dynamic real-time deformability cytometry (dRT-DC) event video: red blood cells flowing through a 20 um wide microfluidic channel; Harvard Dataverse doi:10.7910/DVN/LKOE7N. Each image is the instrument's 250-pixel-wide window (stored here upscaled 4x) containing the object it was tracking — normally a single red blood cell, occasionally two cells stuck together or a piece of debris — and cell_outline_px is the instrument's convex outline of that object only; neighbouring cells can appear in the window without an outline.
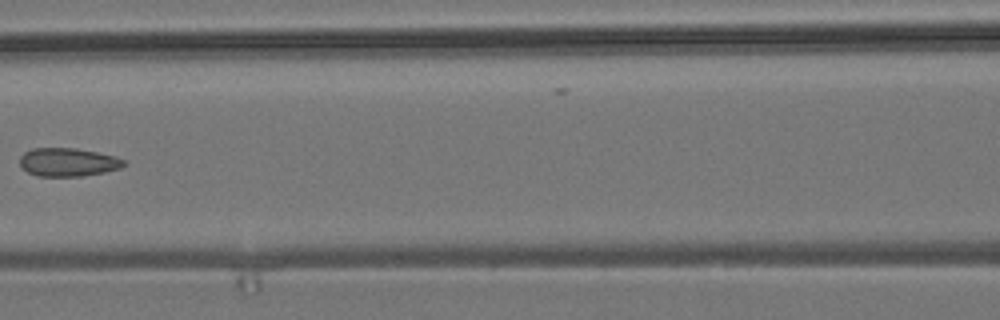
{"species": "common noctule bat (a hibernating species)", "species_latin": "Nyctalus noctula", "temperature_condition": "room temperature", "stored_images_in_passage": 6, "camera_frame_rate_fps": 3000, "um_per_image_px": 0.085, "animal": {"sex": "male", "body_mass_g": 19.2, "forearm_length_mm": 51.8}, "frame": {"image": 1, "passage_image": 5, "time_ms": 4.667, "image_size_px": [1000, 320], "cell_outline_px": [[128, 164], [120, 168], [104, 172], [80, 176], [36, 176], [28, 172], [20, 164], [20, 156], [24, 152], [32, 148], [76, 148], [116, 156], [128, 160]], "centroid_in_image_um": [5.82, 13.78], "position_along_channel_um": 160.8, "area_um2": 17.34}}
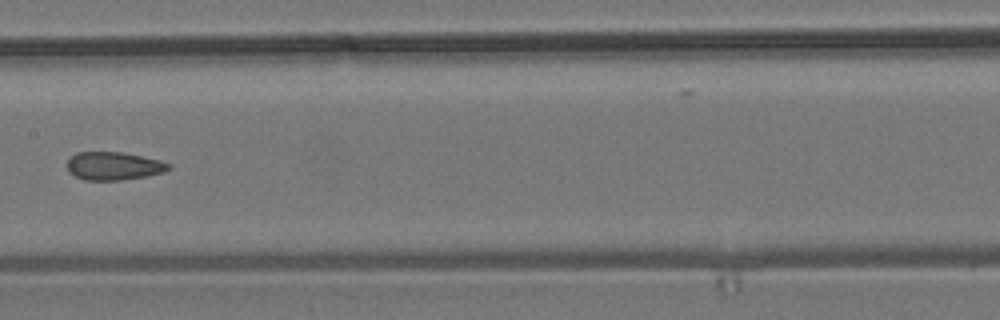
{"frame": {"image": 2, "passage_image": 6, "time_ms": 5.667, "image_size_px": [1000, 320], "cell_outline_px": [[172, 168], [164, 172], [148, 176], [120, 180], [84, 180], [68, 172], [68, 156], [76, 152], [120, 152], [160, 160], [172, 164]], "centroid_in_image_um": [9.67, 14.11], "position_along_channel_um": 197.7, "area_um2": 16.76}}